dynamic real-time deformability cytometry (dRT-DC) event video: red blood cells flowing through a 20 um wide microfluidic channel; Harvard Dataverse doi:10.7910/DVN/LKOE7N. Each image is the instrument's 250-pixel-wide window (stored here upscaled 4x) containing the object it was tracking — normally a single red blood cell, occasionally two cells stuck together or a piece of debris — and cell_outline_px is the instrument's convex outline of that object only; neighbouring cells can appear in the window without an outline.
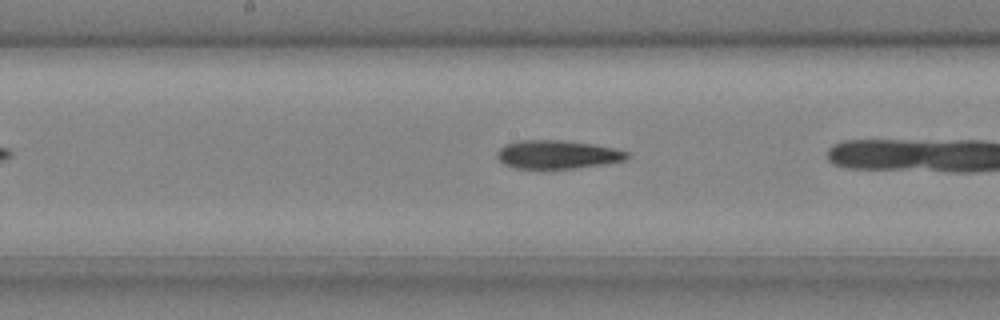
{"species": "common noctule bat (a hibernating species)", "species_latin": "Nyctalus noctula", "temperature_condition": "cold", "stored_images_in_passage": 31, "camera_frame_rate_fps": 3000, "um_per_image_px": 0.085, "animal": {"sex": "male", "body_mass_g": 20.4}, "frame": {"image": 1, "passage_image": 18, "time_ms": 5.667, "image_size_px": [1000, 320], "cell_outline_px": [[632, 156], [628, 160], [604, 164], [576, 168], [512, 168], [504, 164], [496, 156], [496, 152], [504, 144], [520, 140], [564, 140], [592, 144], [616, 148], [632, 152]], "centroid_in_image_um": [47.44, 13.13], "position_along_channel_um": 200.8, "area_um2": 21.91}}